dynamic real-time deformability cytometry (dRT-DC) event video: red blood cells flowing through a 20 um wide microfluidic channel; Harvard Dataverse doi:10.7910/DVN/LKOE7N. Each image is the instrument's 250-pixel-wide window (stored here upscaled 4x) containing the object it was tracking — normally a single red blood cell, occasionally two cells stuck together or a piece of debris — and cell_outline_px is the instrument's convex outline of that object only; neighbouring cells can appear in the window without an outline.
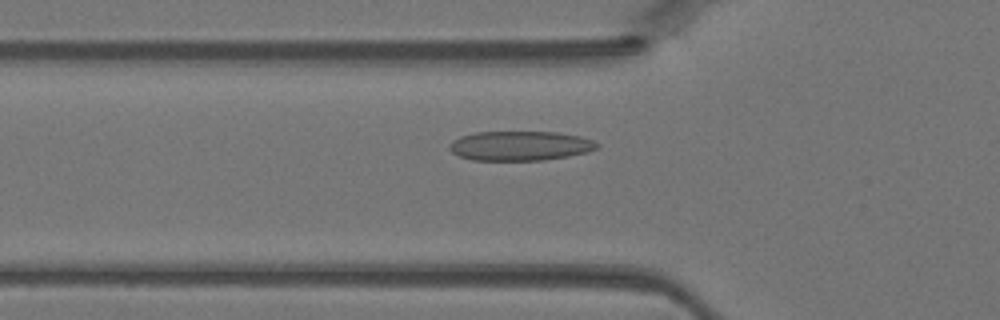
{"species": "Egyptian fruit bat (a non-hibernating species)", "species_latin": "Rousettus aegyptiacus", "temperature_condition": "warm", "stored_images_in_passage": 44, "camera_frame_rate_fps": 3000, "um_per_image_px": 0.085, "animal": {"sex": "female"}, "frame": {"image": 1, "passage_image": 14, "time_ms": 4.333, "image_size_px": [1000, 320], "cell_outline_px": [[600, 144], [596, 148], [584, 152], [568, 156], [544, 160], [472, 160], [460, 156], [452, 152], [448, 148], [448, 144], [452, 140], [460, 136], [476, 132], [556, 132], [580, 136], [592, 140]], "centroid_in_image_um": [44.16, 12.39], "position_along_channel_um": 81.6, "area_um2": 25.32}}
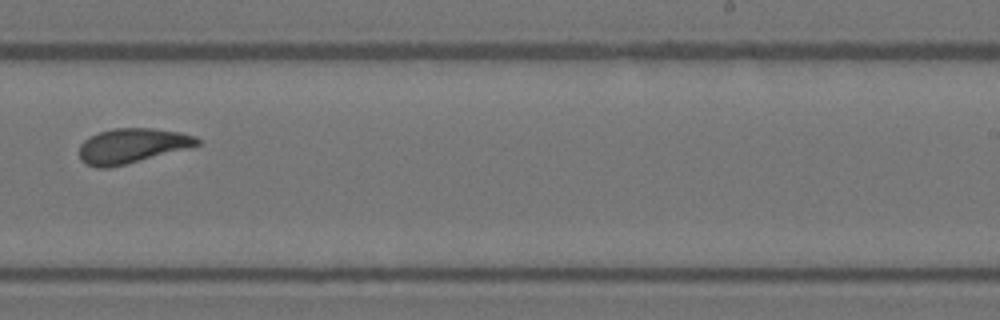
{"frame": {"image": 2, "passage_image": 27, "time_ms": 8.667, "image_size_px": [1000, 320], "cell_outline_px": [[200, 144], [124, 164], [108, 168], [96, 168], [80, 160], [80, 144], [88, 136], [112, 128], [152, 128], [180, 132], [196, 136], [200, 140]], "centroid_in_image_um": [11.17, 12.37], "position_along_channel_um": 277.8, "area_um2": 23.52}}
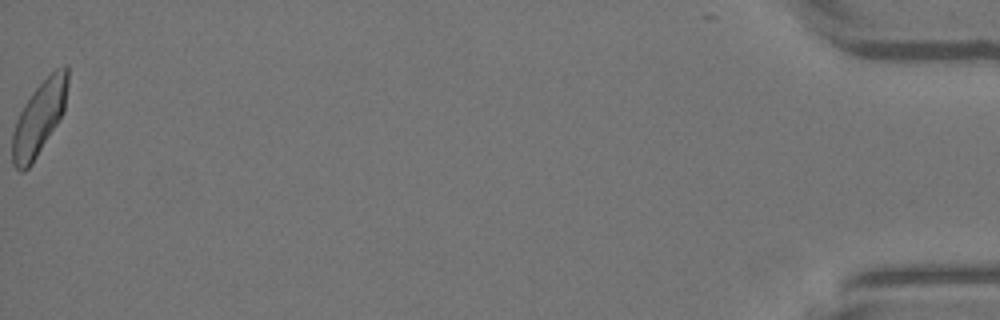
{"frame": {"image": 3, "passage_image": 44, "time_ms": 14.333, "image_size_px": [1000, 320], "cell_outline_px": [[68, 84], [64, 112], [32, 164], [24, 172], [20, 172], [12, 164], [12, 132], [16, 120], [24, 104], [32, 92], [56, 68], [64, 64], [68, 64]], "centroid_in_image_um": [3.33, 10.04], "position_along_channel_um": 431.9, "area_um2": 23.81}}